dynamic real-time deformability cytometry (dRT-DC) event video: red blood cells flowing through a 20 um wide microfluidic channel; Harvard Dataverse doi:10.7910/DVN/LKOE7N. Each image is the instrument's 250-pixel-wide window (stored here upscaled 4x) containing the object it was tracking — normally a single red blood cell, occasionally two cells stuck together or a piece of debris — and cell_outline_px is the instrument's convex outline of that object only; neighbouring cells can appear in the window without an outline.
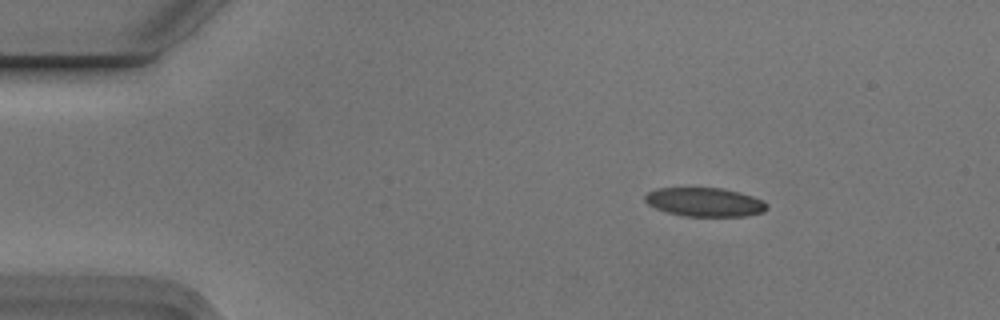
{"species": "Egyptian fruit bat (a non-hibernating species)", "species_latin": "Rousettus aegyptiacus", "temperature_condition": "cold", "stored_images_in_passage": 3, "camera_frame_rate_fps": 3000, "um_per_image_px": 0.085, "animal": {"sex": "male"}, "frame": {"image": 1, "passage_image": 1, "time_ms": 0.0, "image_size_px": [1000, 320], "cell_outline_px": [[768, 208], [764, 212], [744, 216], [684, 216], [668, 212], [656, 208], [648, 204], [644, 200], [644, 196], [648, 192], [656, 188], [724, 188], [740, 192], [764, 200], [768, 204]], "centroid_in_image_um": [59.93, 17.17], "position_along_channel_um": 25.1, "area_um2": 20.58}}